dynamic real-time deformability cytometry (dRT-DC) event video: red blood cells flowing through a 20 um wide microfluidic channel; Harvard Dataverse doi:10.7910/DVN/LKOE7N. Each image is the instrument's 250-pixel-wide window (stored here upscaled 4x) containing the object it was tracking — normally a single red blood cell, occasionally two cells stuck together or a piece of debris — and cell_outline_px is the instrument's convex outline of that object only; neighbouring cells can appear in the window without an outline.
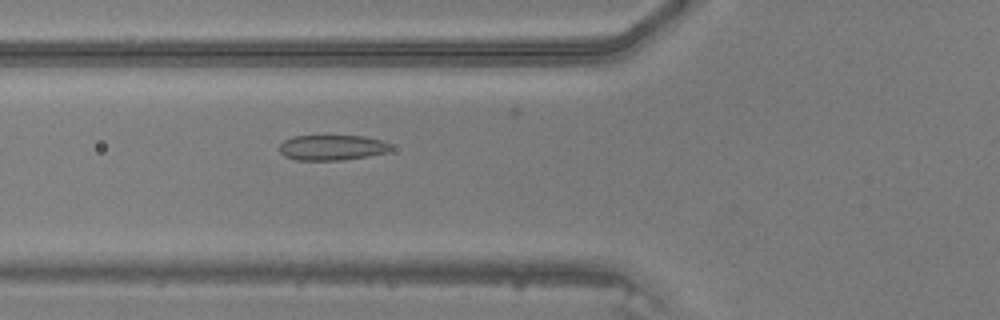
{"species": "common noctule bat (a hibernating species)", "species_latin": "Nyctalus noctula", "temperature_condition": "warm", "stored_images_in_passage": 43, "camera_frame_rate_fps": 3000, "um_per_image_px": 0.085, "animal": {"sex": "male", "body_mass_g": 20.5, "forearm_length_mm": 52.5}, "frame": {"image": 1, "passage_image": 19, "time_ms": 6.0, "image_size_px": [1000, 320], "cell_outline_px": [[392, 148], [388, 152], [368, 156], [340, 160], [296, 160], [284, 156], [280, 152], [280, 144], [284, 140], [292, 136], [364, 136], [380, 140], [392, 144]], "centroid_in_image_um": [28.23, 12.54], "position_along_channel_um": 97.6, "area_um2": 16.47}}
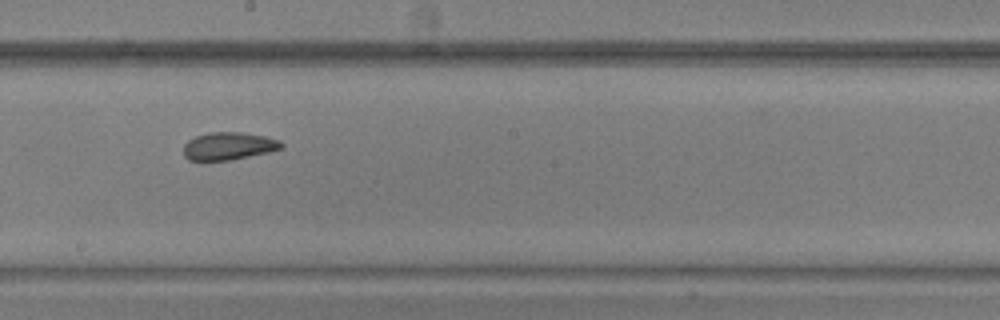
{"frame": {"image": 2, "passage_image": 28, "time_ms": 9.0, "image_size_px": [1000, 320], "cell_outline_px": [[284, 148], [268, 152], [232, 160], [188, 160], [184, 156], [184, 144], [188, 140], [196, 136], [208, 132], [240, 132], [264, 136], [280, 140], [284, 144]], "centroid_in_image_um": [19.44, 12.41], "position_along_channel_um": 228.8, "area_um2": 15.84}}
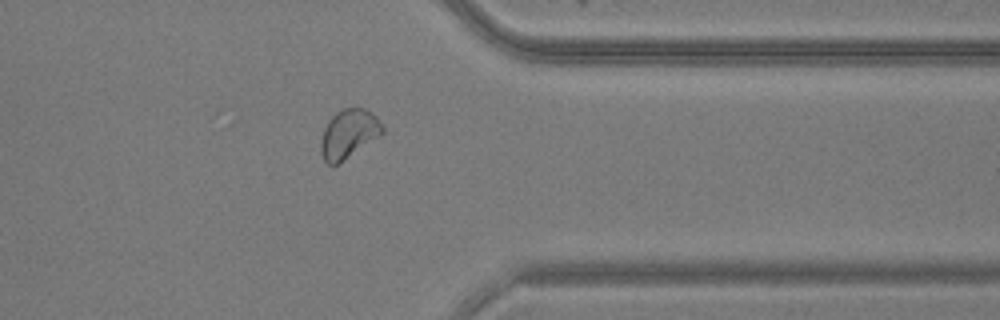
{"frame": {"image": 3, "passage_image": 39, "time_ms": 12.667, "image_size_px": [1000, 320], "cell_outline_px": [[384, 132], [380, 136], [340, 164], [328, 164], [324, 160], [320, 152], [320, 144], [324, 128], [328, 120], [340, 108], [364, 108], [372, 112], [376, 116], [384, 128]], "centroid_in_image_um": [29.64, 11.38], "position_along_channel_um": 381.8, "area_um2": 17.8}}